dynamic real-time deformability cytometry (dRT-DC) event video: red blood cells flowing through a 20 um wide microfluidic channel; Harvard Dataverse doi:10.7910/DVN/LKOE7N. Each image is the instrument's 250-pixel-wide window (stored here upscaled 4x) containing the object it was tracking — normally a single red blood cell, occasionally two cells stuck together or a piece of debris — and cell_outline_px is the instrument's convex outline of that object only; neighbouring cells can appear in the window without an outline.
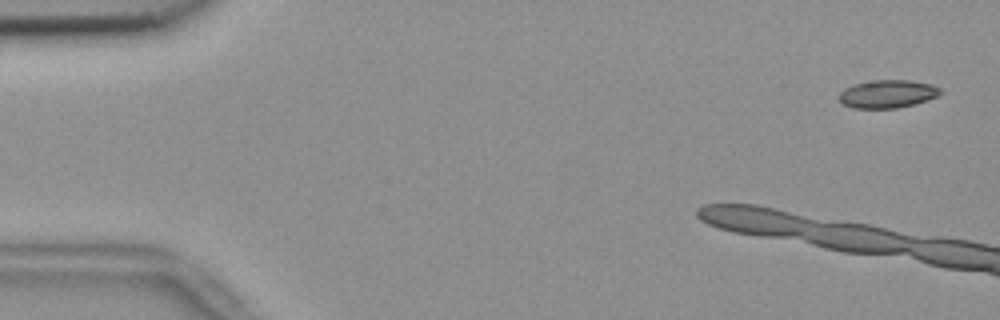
{"species": "common noctule bat (a hibernating species)", "species_latin": "Nyctalus noctula", "temperature_condition": "room temperature", "stored_images_in_passage": 8, "camera_frame_rate_fps": 3000, "um_per_image_px": 0.085, "animal": {"sex": "female", "body_mass_g": 18.4}, "frame": {"image": 1, "passage_image": 1, "time_ms": 0.0, "image_size_px": [1000, 320], "cell_outline_px": [[940, 92], [936, 96], [912, 104], [896, 108], [852, 108], [844, 104], [836, 96], [844, 88], [852, 84], [876, 80], [908, 80], [932, 84], [940, 88]], "centroid_in_image_um": [75.37, 7.97], "position_along_channel_um": 9.6, "area_um2": 16.36}}